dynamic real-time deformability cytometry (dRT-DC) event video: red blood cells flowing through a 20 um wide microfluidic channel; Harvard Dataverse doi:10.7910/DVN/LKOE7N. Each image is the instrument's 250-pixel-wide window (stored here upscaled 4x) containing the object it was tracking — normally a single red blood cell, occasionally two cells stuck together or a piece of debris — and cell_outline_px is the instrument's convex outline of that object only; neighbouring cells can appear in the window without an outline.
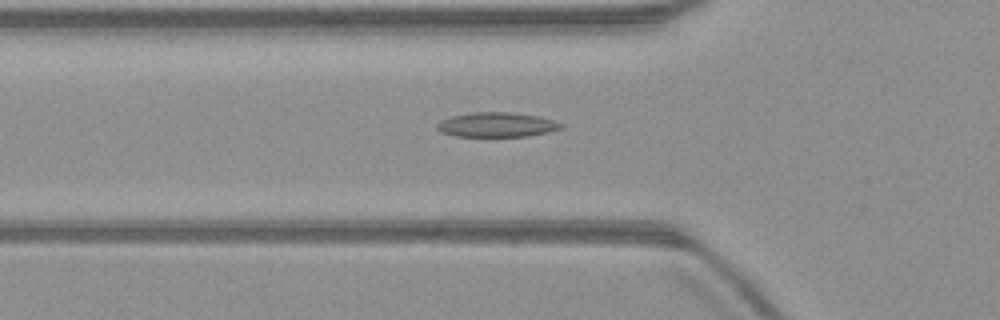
{"species": "common noctule bat (a hibernating species)", "species_latin": "Nyctalus noctula", "temperature_condition": "warm", "stored_images_in_passage": 51, "camera_frame_rate_fps": 3000, "um_per_image_px": 0.085, "animal": {"sex": "male", "body_mass_g": 23.1, "forearm_length_mm": 52.7}, "frame": {"image": 1, "passage_image": 17, "time_ms": 5.333, "image_size_px": [1000, 320], "cell_outline_px": [[564, 124], [560, 128], [548, 132], [528, 136], [456, 136], [440, 132], [436, 128], [436, 124], [440, 120], [452, 116], [472, 112], [508, 112], [536, 116], [552, 120]], "centroid_in_image_um": [42.17, 10.6], "position_along_channel_um": 83.6, "area_um2": 17.63}}
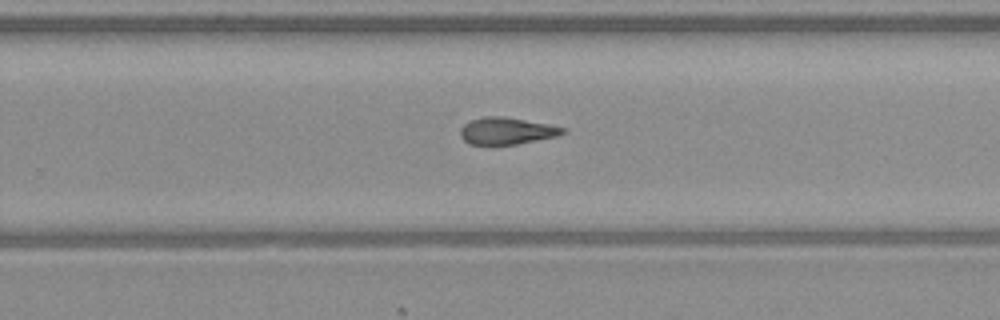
{"frame": {"image": 2, "passage_image": 32, "time_ms": 10.333, "image_size_px": [1000, 320], "cell_outline_px": [[568, 132], [556, 136], [516, 144], [468, 144], [460, 136], [460, 128], [464, 124], [472, 120], [484, 116], [504, 116], [548, 124], [564, 128]], "centroid_in_image_um": [43.05, 11.12], "position_along_channel_um": 286.8, "area_um2": 15.95}}
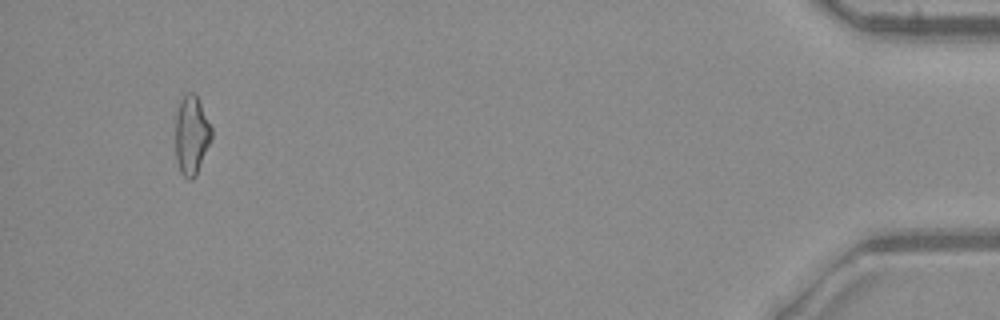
{"frame": {"image": 3, "passage_image": 48, "time_ms": 15.667, "image_size_px": [1000, 320], "cell_outline_px": [[212, 136], [196, 176], [192, 180], [188, 180], [180, 172], [176, 160], [176, 112], [180, 100], [188, 92], [196, 92], [212, 128]], "centroid_in_image_um": [16.28, 11.47], "position_along_channel_um": 418.9, "area_um2": 16.7}, "authors_computed_cell_mechanics": {"area_um2": 16.8198, "velocity_mm_per_s": 4.042, "shape_relaxation_time_tau1_ms": null, "shape_relaxation_time_tau2_ms": 8.5273, "deformation_change_tau1": null, "deformation_change_tau2": 0.2133}}